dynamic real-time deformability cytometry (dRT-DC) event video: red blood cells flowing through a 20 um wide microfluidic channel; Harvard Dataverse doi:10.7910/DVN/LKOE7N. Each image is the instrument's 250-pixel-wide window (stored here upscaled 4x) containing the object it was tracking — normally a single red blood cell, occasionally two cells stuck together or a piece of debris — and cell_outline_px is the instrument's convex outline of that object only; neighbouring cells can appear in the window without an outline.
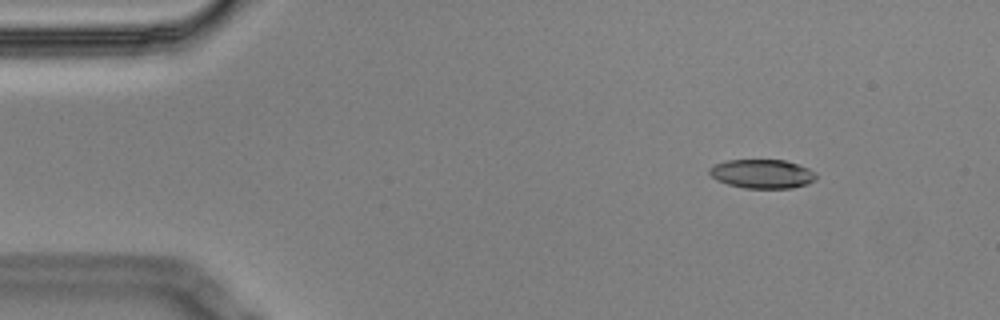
{"species": "Egyptian fruit bat (a non-hibernating species)", "species_latin": "Rousettus aegyptiacus", "temperature_condition": "cold", "stored_images_in_passage": 3, "camera_frame_rate_fps": 3000, "um_per_image_px": 0.085, "animal": {"sex": "male"}, "frame": {"image": 1, "passage_image": 1, "time_ms": 0.0, "image_size_px": [1000, 320], "cell_outline_px": [[816, 180], [808, 184], [792, 188], [744, 188], [728, 184], [716, 180], [708, 172], [708, 168], [716, 164], [728, 160], [784, 160], [808, 168], [816, 172]], "centroid_in_image_um": [64.79, 14.78], "position_along_channel_um": 20.2, "area_um2": 18.03}}